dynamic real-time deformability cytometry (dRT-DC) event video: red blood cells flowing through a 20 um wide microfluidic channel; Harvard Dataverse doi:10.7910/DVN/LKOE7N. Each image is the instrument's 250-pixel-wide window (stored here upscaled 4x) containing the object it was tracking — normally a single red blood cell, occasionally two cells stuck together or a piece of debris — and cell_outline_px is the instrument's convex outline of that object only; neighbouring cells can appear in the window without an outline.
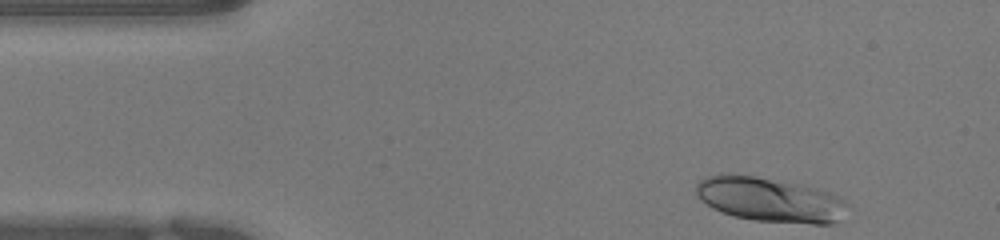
{"species": "human", "species_latin": "Homo sapiens", "temperature_condition": "warm", "stored_images_in_passage": 38, "camera_frame_rate_fps": 3000, "um_per_image_px": 0.085, "donor": {"sex": "female"}, "frame": {"image": 1, "passage_image": 1, "time_ms": 0.0, "image_size_px": [1000, 240], "cell_outline_px": [[848, 204], [836, 220], [832, 224], [812, 224], [752, 220], [732, 216], [712, 208], [700, 200], [696, 196], [696, 184], [700, 180], [708, 176], [720, 172], [752, 176], [800, 184], [816, 188], [828, 192], [836, 196]], "centroid_in_image_um": [65.34, 16.96], "position_along_channel_um": 19.7, "area_um2": 39.13}}
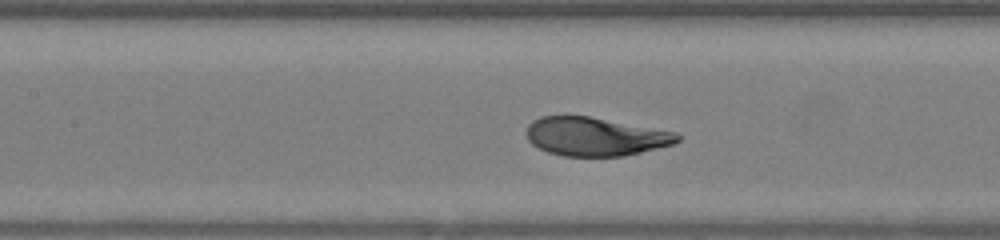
{"frame": {"image": 2, "passage_image": 17, "time_ms": 5.333, "image_size_px": [1000, 240], "cell_outline_px": [[680, 140], [672, 144], [640, 152], [620, 156], [564, 156], [548, 152], [532, 144], [528, 140], [524, 132], [528, 124], [532, 120], [540, 116], [564, 112], [588, 116], [676, 132], [680, 136]], "centroid_in_image_um": [50.49, 11.56], "position_along_channel_um": 156.9, "area_um2": 34.45}}
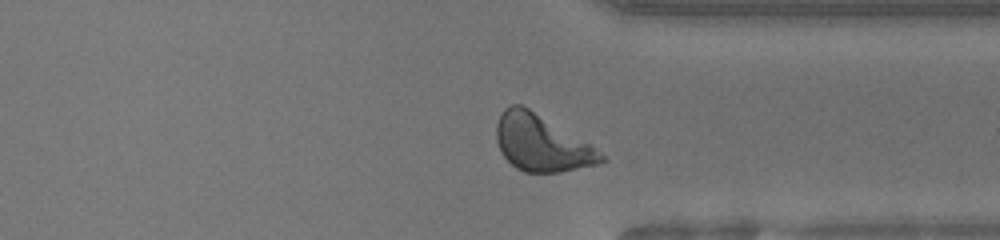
{"frame": {"image": 3, "passage_image": 33, "time_ms": 10.667, "image_size_px": [1000, 240], "cell_outline_px": [[608, 160], [600, 164], [560, 172], [524, 172], [516, 168], [500, 152], [496, 140], [496, 124], [504, 108], [508, 104], [520, 104], [528, 108], [588, 144], [600, 152]], "centroid_in_image_um": [45.98, 12.18], "position_along_channel_um": 365.4, "area_um2": 33.81}, "authors_computed_cell_mechanics": {"area_um2": 34.6222, "velocity_mm_per_s": 3.9403, "shape_relaxation_time_tau1_ms": 2.6559, "shape_relaxation_time_tau2_ms": null, "deformation_change_tau1": 0.1842, "deformation_change_tau2": null}}